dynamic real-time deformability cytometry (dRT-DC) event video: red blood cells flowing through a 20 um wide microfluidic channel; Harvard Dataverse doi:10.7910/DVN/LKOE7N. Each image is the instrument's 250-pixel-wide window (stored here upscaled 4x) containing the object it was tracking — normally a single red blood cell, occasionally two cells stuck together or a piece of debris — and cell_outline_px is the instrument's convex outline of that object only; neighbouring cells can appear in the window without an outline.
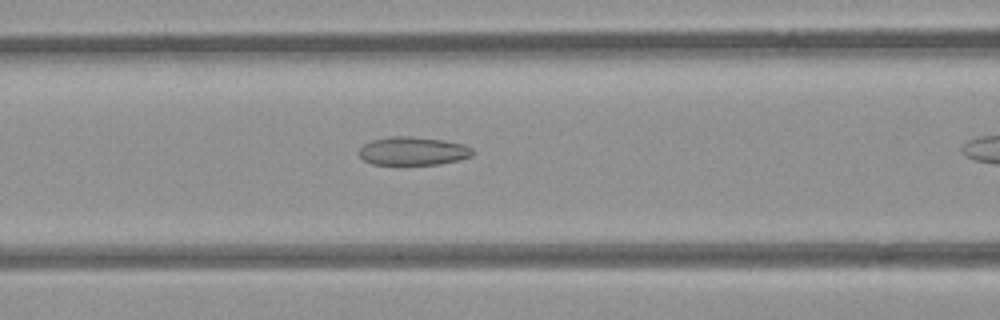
{"species": "common noctule bat (a hibernating species)", "species_latin": "Nyctalus noctula", "temperature_condition": "room temperature", "stored_images_in_passage": 18, "camera_frame_rate_fps": 3000, "um_per_image_px": 0.085, "animal": {"sex": "female", "body_mass_g": 21.9}, "frame": {"image": 1, "passage_image": 8, "time_ms": 2.333, "image_size_px": [1000, 320], "cell_outline_px": [[476, 152], [472, 156], [460, 160], [440, 164], [372, 164], [364, 160], [360, 156], [360, 148], [364, 144], [372, 140], [392, 136], [412, 136], [444, 140], [464, 144], [472, 148]], "centroid_in_image_um": [35.16, 12.83], "position_along_channel_um": 131.4, "area_um2": 18.84}}
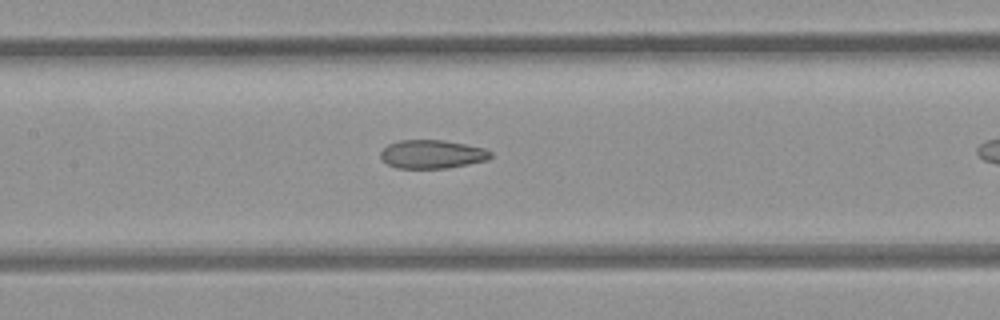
{"frame": {"image": 2, "passage_image": 11, "time_ms": 3.333, "image_size_px": [1000, 320], "cell_outline_px": [[492, 156], [488, 160], [448, 168], [396, 168], [388, 164], [380, 156], [380, 152], [388, 144], [400, 140], [444, 140], [484, 148], [492, 152]], "centroid_in_image_um": [36.74, 13.11], "position_along_channel_um": 170.7, "area_um2": 18.26}}